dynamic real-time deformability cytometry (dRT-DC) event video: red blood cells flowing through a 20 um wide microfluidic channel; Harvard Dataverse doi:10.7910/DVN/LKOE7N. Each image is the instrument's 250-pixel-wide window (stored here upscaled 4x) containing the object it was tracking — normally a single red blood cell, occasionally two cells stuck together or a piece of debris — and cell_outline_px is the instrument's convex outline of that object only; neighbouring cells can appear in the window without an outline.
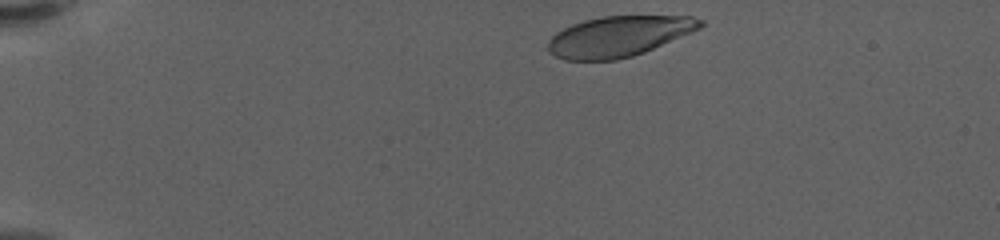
{"species": "human", "species_latin": "Homo sapiens", "temperature_condition": "warm", "stored_images_in_passage": 15, "camera_frame_rate_fps": 3000, "um_per_image_px": 0.085, "donor": {"sex": "female"}, "frame": {"image": 1, "passage_image": 1, "time_ms": 0.0, "image_size_px": [1000, 240], "cell_outline_px": [[704, 24], [700, 28], [692, 32], [644, 52], [632, 56], [616, 60], [564, 60], [556, 56], [548, 48], [548, 40], [556, 32], [572, 24], [584, 20], [604, 16], [692, 16], [704, 20]], "centroid_in_image_um": [52.6, 3.08], "position_along_channel_um": 32.4, "area_um2": 35.78}}
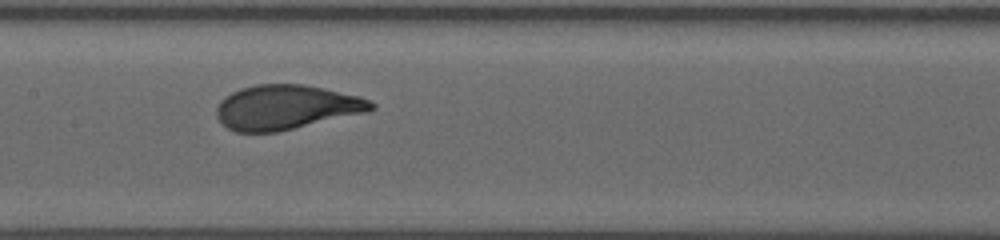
{"frame": {"image": 2, "passage_image": 8, "time_ms": 2.333, "image_size_px": [1000, 240], "cell_outline_px": [[376, 108], [368, 112], [276, 132], [236, 132], [228, 128], [216, 116], [216, 108], [220, 100], [224, 96], [240, 88], [256, 84], [304, 84], [324, 88], [360, 96], [372, 100], [376, 104]], "centroid_in_image_um": [24.35, 9.1], "position_along_channel_um": 183.1, "area_um2": 40.34}}
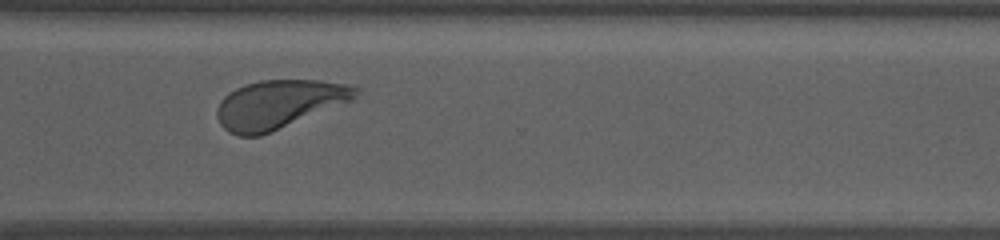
{"frame": {"image": 3, "passage_image": 13, "time_ms": 4.0, "image_size_px": [1000, 240], "cell_outline_px": [[360, 92], [352, 100], [272, 132], [260, 136], [236, 136], [228, 132], [220, 124], [216, 116], [216, 108], [220, 100], [228, 92], [244, 84], [260, 80], [320, 80], [356, 84], [360, 88]], "centroid_in_image_um": [23.71, 8.85], "position_along_channel_um": 346.9, "area_um2": 39.71}}